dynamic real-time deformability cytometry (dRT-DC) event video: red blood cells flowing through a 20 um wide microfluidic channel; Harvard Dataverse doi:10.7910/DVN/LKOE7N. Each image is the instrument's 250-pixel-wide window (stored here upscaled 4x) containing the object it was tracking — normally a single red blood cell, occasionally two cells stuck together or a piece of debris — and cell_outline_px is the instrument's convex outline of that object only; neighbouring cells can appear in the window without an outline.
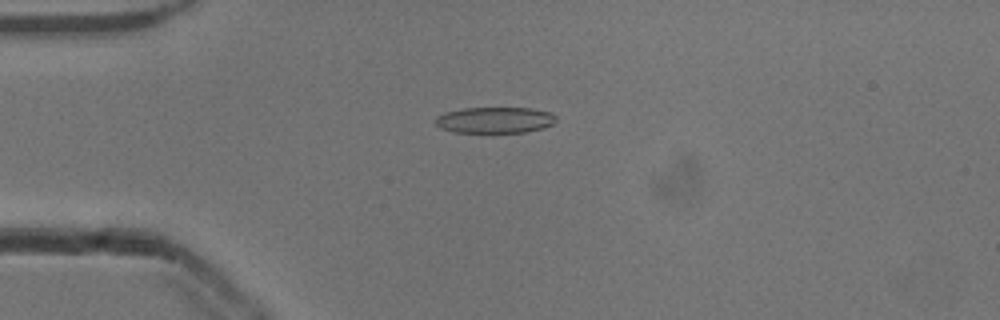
{"species": "common noctule bat (a hibernating species)", "species_latin": "Nyctalus noctula", "temperature_condition": "cold", "stored_images_in_passage": 53, "camera_frame_rate_fps": 3000, "um_per_image_px": 0.085, "animal": {"sex": "male", "body_mass_g": 13.3}, "frame": {"image": 1, "passage_image": 14, "time_ms": 4.333, "image_size_px": [1000, 320], "cell_outline_px": [[556, 120], [552, 124], [544, 128], [524, 132], [492, 136], [452, 132], [440, 128], [432, 120], [436, 116], [444, 112], [464, 108], [532, 108], [552, 112], [556, 116]], "centroid_in_image_um": [42.01, 10.26], "position_along_channel_um": 43.0, "area_um2": 19.59}}
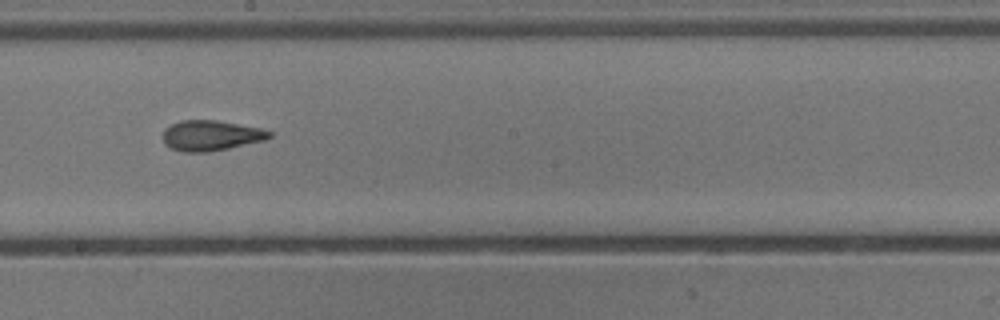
{"frame": {"image": 2, "passage_image": 30, "time_ms": 9.667, "image_size_px": [1000, 320], "cell_outline_px": [[272, 136], [264, 140], [228, 148], [208, 152], [184, 152], [172, 148], [164, 144], [164, 128], [180, 120], [216, 120], [260, 128], [272, 132]], "centroid_in_image_um": [17.91, 11.51], "position_along_channel_um": 230.3, "area_um2": 18.67}}
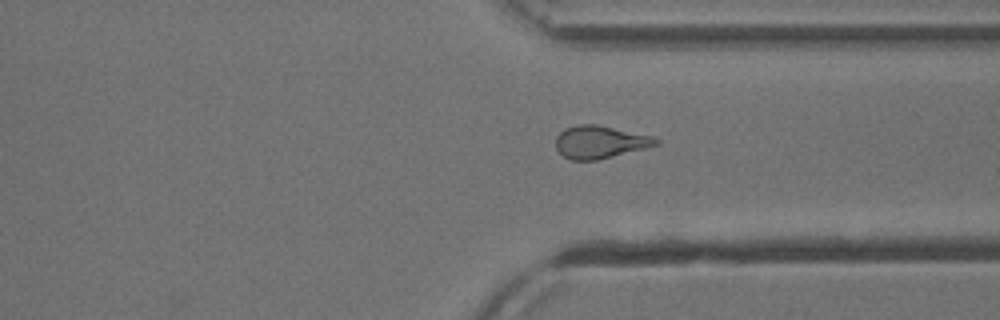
{"frame": {"image": 3, "passage_image": 40, "time_ms": 13.0, "image_size_px": [1000, 320], "cell_outline_px": [[660, 144], [596, 160], [572, 160], [564, 156], [556, 148], [556, 136], [564, 128], [576, 124], [596, 124], [652, 136], [660, 140]], "centroid_in_image_um": [50.97, 12.06], "position_along_channel_um": 360.4, "area_um2": 18.9}, "authors_computed_cell_mechanics": {"area_um2": 19.074, "velocity_mm_per_s": 3.9103, "shape_relaxation_time_tau1_ms": null, "shape_relaxation_time_tau2_ms": 2.6171, "deformation_change_tau1": null, "deformation_change_tau2": 0.1146}}